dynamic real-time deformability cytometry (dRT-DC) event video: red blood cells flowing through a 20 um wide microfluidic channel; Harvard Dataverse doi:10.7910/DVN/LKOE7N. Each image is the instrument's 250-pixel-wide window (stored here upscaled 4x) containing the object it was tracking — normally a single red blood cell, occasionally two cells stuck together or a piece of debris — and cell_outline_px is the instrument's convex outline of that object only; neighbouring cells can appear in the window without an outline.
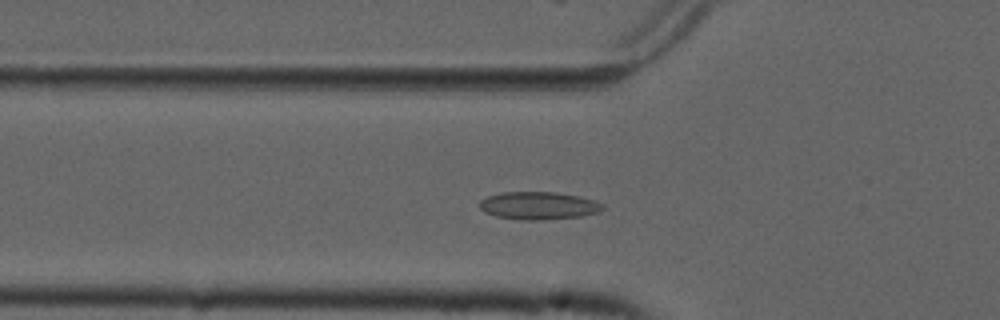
{"species": "common noctule bat (a hibernating species)", "species_latin": "Nyctalus noctula", "temperature_condition": "cold", "stored_images_in_passage": 49, "camera_frame_rate_fps": 3000, "um_per_image_px": 0.085, "animal": {"sex": "male", "forearm_length_mm": 52.5}, "frame": {"image": 1, "passage_image": 13, "time_ms": 4.0, "image_size_px": [1000, 320], "cell_outline_px": [[604, 208], [600, 212], [580, 216], [544, 220], [524, 220], [496, 216], [484, 212], [480, 208], [480, 200], [488, 196], [500, 192], [556, 192], [580, 196], [596, 200], [604, 204]], "centroid_in_image_um": [45.81, 17.47], "position_along_channel_um": 80.0, "area_um2": 20.06}}
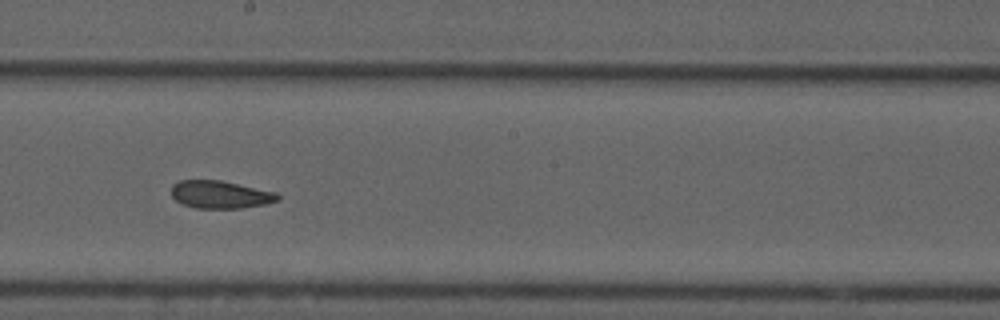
{"frame": {"image": 2, "passage_image": 25, "time_ms": 8.0, "image_size_px": [1000, 320], "cell_outline_px": [[280, 200], [264, 204], [240, 208], [196, 208], [184, 204], [176, 200], [172, 196], [172, 184], [180, 180], [220, 180], [276, 192], [280, 196]], "centroid_in_image_um": [18.73, 16.53], "position_along_channel_um": 229.5, "area_um2": 17.05}}
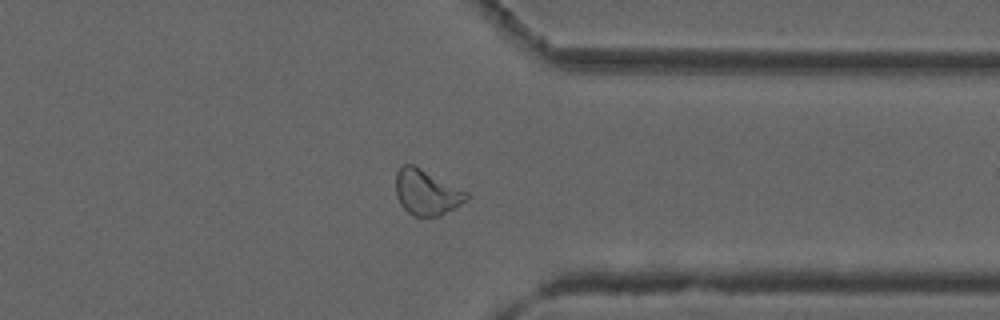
{"frame": {"image": 3, "passage_image": 37, "time_ms": 12.0, "image_size_px": [1000, 320], "cell_outline_px": [[468, 200], [440, 216], [416, 216], [408, 212], [400, 204], [396, 196], [396, 172], [404, 164], [412, 164], [468, 192]], "centroid_in_image_um": [36.25, 16.36], "position_along_channel_um": 375.1, "area_um2": 18.5}, "authors_computed_cell_mechanics": {"area_um2": 18.9006, "velocity_mm_per_s": 3.7367, "shape_relaxation_time_tau1_ms": null, "shape_relaxation_time_tau2_ms": 3.8584, "deformation_change_tau1": null, "deformation_change_tau2": 0.1044}}